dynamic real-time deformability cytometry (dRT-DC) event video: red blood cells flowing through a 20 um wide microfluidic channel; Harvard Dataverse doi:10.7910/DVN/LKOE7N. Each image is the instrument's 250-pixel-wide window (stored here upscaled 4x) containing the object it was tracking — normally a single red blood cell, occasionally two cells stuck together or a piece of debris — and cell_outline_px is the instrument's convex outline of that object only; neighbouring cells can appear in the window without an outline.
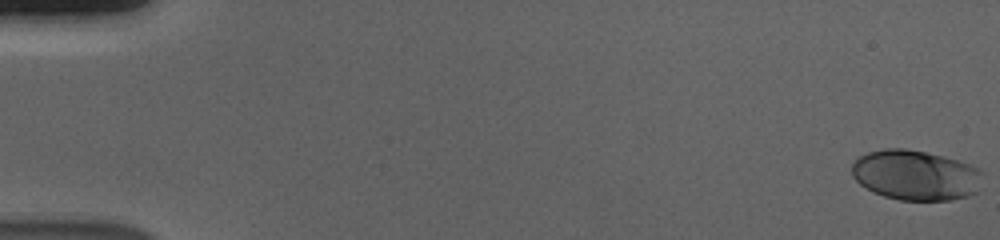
{"species": "human", "species_latin": "Homo sapiens", "temperature_condition": "cold", "stored_images_in_passage": 57, "camera_frame_rate_fps": 3000, "um_per_image_px": 0.085, "donor": {"sex": "male"}, "frame": {"image": 1, "passage_image": 1, "time_ms": 0.0, "image_size_px": [1000, 240], "cell_outline_px": [[984, 172], [976, 192], [968, 196], [952, 200], [900, 200], [884, 196], [872, 192], [860, 184], [852, 176], [852, 164], [860, 156], [868, 152], [884, 148], [904, 148], [944, 156], [980, 168]], "centroid_in_image_um": [77.83, 14.89], "position_along_channel_um": 7.2, "area_um2": 38.32}}
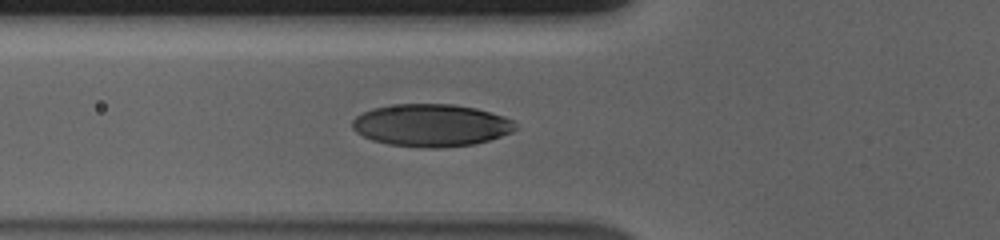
{"frame": {"image": 2, "passage_image": 22, "time_ms": 7.0, "image_size_px": [1000, 240], "cell_outline_px": [[520, 128], [512, 132], [476, 144], [440, 148], [420, 148], [388, 144], [372, 140], [356, 132], [352, 128], [352, 120], [356, 116], [372, 108], [396, 104], [452, 104], [476, 108], [504, 116], [512, 120]], "centroid_in_image_um": [36.66, 10.65], "position_along_channel_um": 89.1, "area_um2": 40.58}}
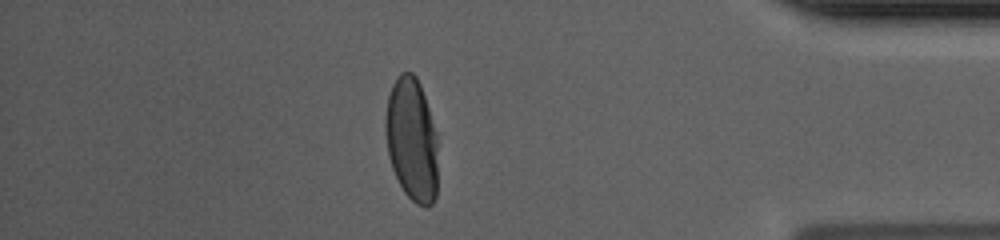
{"frame": {"image": 3, "passage_image": 50, "time_ms": 16.333, "image_size_px": [1000, 240], "cell_outline_px": [[436, 196], [432, 204], [428, 208], [424, 208], [416, 204], [404, 192], [392, 168], [388, 156], [384, 132], [384, 120], [388, 96], [392, 84], [396, 76], [400, 72], [412, 72], [416, 76], [420, 84], [436, 132]], "centroid_in_image_um": [34.97, 11.86], "position_along_channel_um": 400.2, "area_um2": 37.92}, "authors_computed_cell_mechanics": {"area_um2": 39.4196, "velocity_mm_per_s": 3.6746, "shape_relaxation_time_tau1_ms": 3.6926, "shape_relaxation_time_tau2_ms": null, "deformation_change_tau1": 0.1747, "deformation_change_tau2": null}}